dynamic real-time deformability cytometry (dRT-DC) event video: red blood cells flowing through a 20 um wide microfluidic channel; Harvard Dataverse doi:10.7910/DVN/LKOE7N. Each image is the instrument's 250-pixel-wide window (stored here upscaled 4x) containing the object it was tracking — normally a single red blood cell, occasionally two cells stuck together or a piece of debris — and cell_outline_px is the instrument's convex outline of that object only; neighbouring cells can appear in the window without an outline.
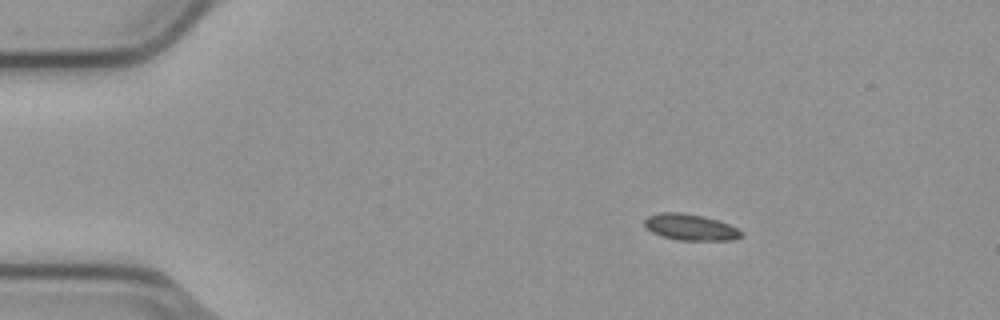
{"species": "common noctule bat (a hibernating species)", "species_latin": "Nyctalus noctula", "temperature_condition": "cold", "stored_images_in_passage": 5, "camera_frame_rate_fps": 3000, "um_per_image_px": 0.085, "animal": {"sex": "male", "body_mass_g": 23.1, "forearm_length_mm": 52.7}, "frame": {"image": 1, "passage_image": 2, "time_ms": 0.333, "image_size_px": [1000, 320], "cell_outline_px": [[740, 236], [732, 240], [680, 240], [664, 236], [652, 232], [644, 224], [644, 220], [648, 216], [660, 212], [684, 212], [704, 216], [728, 224], [736, 228], [740, 232]], "centroid_in_image_um": [58.64, 19.29], "position_along_channel_um": 26.4, "area_um2": 14.51}}
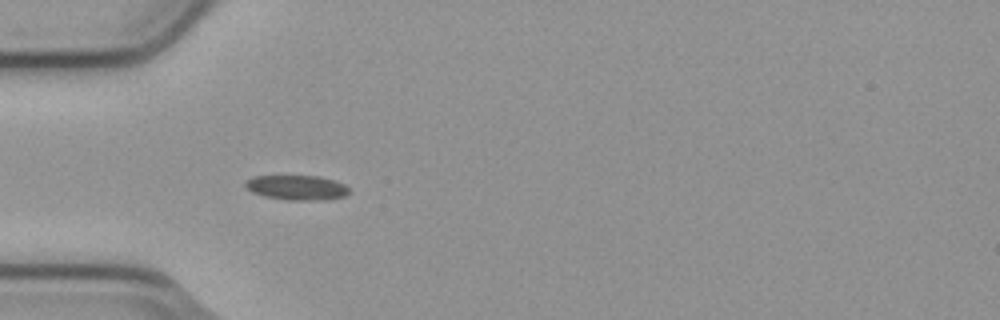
{"frame": {"image": 2, "passage_image": 4, "time_ms": 1.0, "image_size_px": [1000, 320], "cell_outline_px": [[348, 192], [344, 196], [328, 200], [288, 200], [264, 196], [252, 192], [244, 184], [244, 180], [252, 176], [320, 176], [344, 184], [348, 188]], "centroid_in_image_um": [25.2, 15.94], "position_along_channel_um": 59.8, "area_um2": 14.97}}
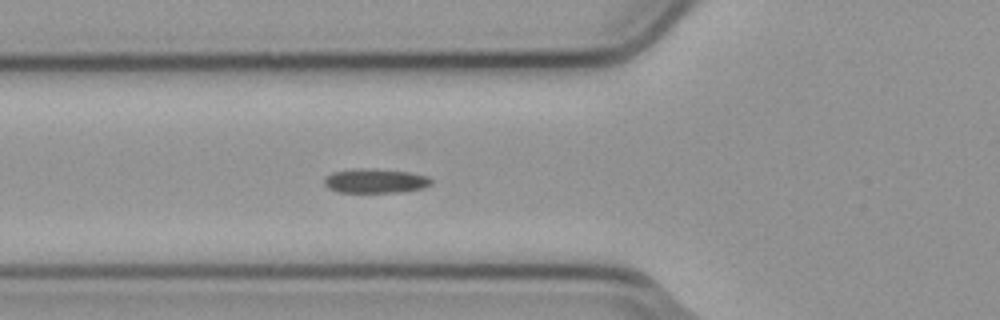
{"frame": {"image": 3, "passage_image": 5, "time_ms": 1.333, "image_size_px": [1000, 320], "cell_outline_px": [[432, 184], [424, 188], [404, 192], [340, 192], [328, 188], [324, 184], [324, 176], [332, 172], [352, 168], [376, 168], [408, 172], [428, 176], [432, 180]], "centroid_in_image_um": [31.9, 15.36], "position_along_channel_um": 93.9, "area_um2": 15.49}}